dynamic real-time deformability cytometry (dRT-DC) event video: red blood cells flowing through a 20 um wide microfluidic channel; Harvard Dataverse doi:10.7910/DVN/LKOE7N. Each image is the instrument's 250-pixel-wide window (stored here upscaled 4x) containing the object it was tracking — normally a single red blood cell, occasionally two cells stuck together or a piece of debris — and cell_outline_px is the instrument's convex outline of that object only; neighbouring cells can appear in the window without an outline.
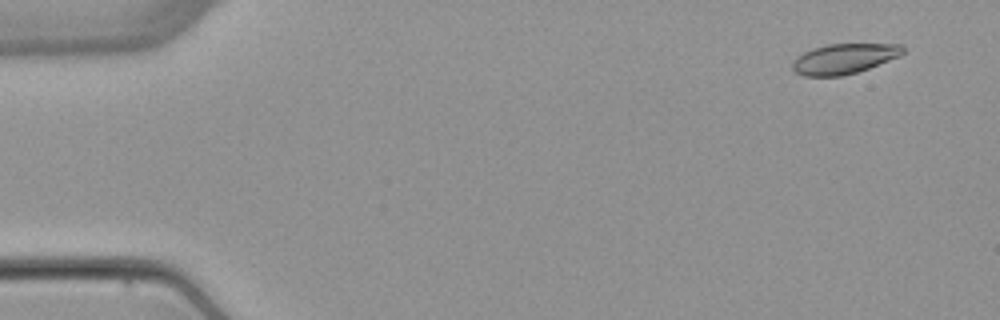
{"species": "common noctule bat (a hibernating species)", "species_latin": "Nyctalus noctula", "temperature_condition": "warm", "stored_images_in_passage": 7, "camera_frame_rate_fps": 3000, "um_per_image_px": 0.085, "animal": {"sex": "female", "body_mass_g": 22.7, "forearm_length_mm": 54.2}, "frame": {"image": 1, "passage_image": 1, "time_ms": 0.0, "image_size_px": [1000, 320], "cell_outline_px": [[904, 52], [900, 56], [868, 68], [856, 72], [840, 76], [804, 76], [796, 72], [792, 68], [792, 60], [796, 56], [812, 48], [828, 44], [904, 44]], "centroid_in_image_um": [71.73, 4.98], "position_along_channel_um": 13.3, "area_um2": 19.42}}
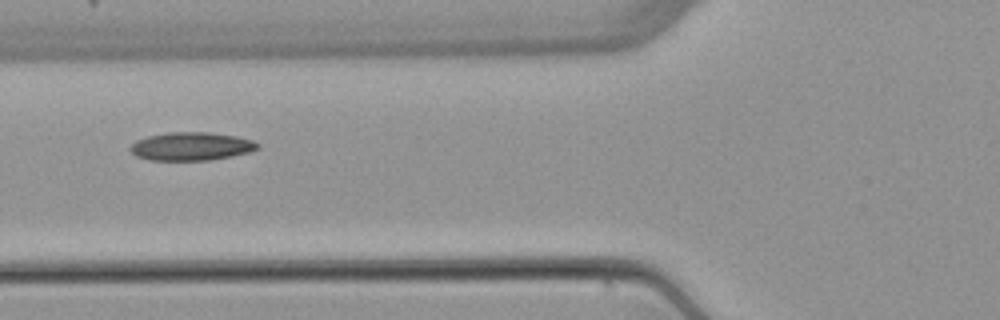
{"frame": {"image": 2, "passage_image": 5, "time_ms": 5.667, "image_size_px": [1000, 320], "cell_outline_px": [[260, 148], [248, 152], [232, 156], [212, 160], [148, 160], [136, 156], [128, 148], [136, 140], [148, 136], [168, 132], [208, 132], [236, 136], [252, 140], [260, 144]], "centroid_in_image_um": [16.26, 12.44], "position_along_channel_um": 109.5, "area_um2": 21.04}}
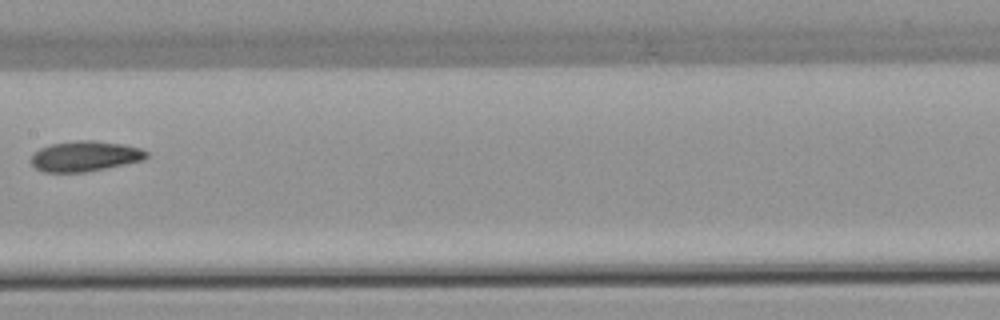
{"frame": {"image": 3, "passage_image": 7, "time_ms": 8.0, "image_size_px": [1000, 320], "cell_outline_px": [[148, 156], [144, 160], [84, 172], [44, 172], [36, 168], [28, 160], [40, 148], [52, 144], [76, 140], [92, 140], [124, 144], [140, 148], [148, 152]], "centroid_in_image_um": [7.22, 13.27], "position_along_channel_um": 200.2, "area_um2": 20.35}}